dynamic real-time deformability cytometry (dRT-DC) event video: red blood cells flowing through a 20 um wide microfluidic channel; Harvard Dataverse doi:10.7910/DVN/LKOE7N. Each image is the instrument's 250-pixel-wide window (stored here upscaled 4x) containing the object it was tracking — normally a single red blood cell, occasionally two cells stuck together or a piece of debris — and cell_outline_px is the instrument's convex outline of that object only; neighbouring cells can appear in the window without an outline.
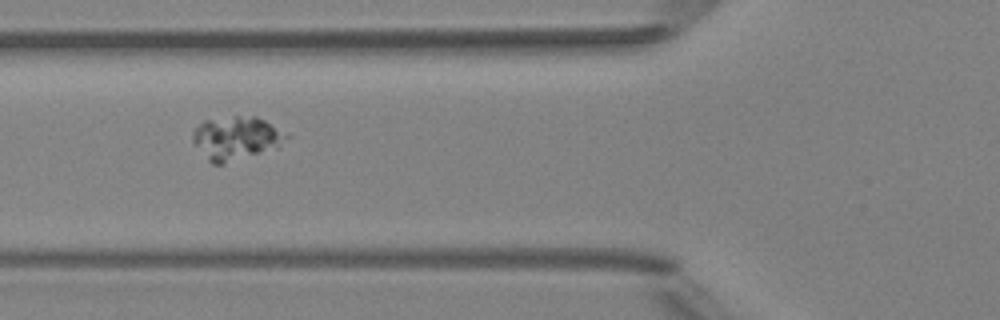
{"species": "Egyptian fruit bat (a non-hibernating species)", "species_latin": "Rousettus aegyptiacus", "temperature_condition": "room temperature", "stored_images_in_passage": 8, "camera_frame_rate_fps": 3000, "um_per_image_px": 0.085, "animal": {"sex": "female"}, "frame": {"image": 1, "passage_image": 5, "time_ms": 5.333, "image_size_px": [1000, 320], "cell_outline_px": [[292, 136], [260, 152], [224, 164], [212, 164], [208, 160], [192, 140], [192, 132], [204, 120], [236, 116], [256, 116], [264, 120]], "centroid_in_image_um": [20.02, 11.72], "position_along_channel_um": 105.8, "area_um2": 22.95}}
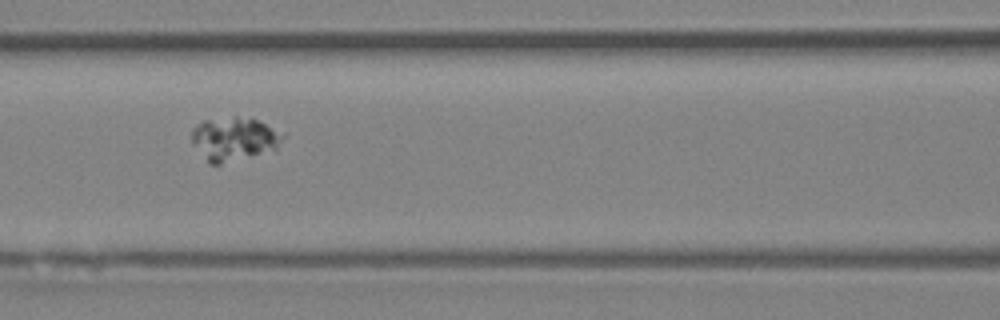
{"frame": {"image": 2, "passage_image": 6, "time_ms": 6.333, "image_size_px": [1000, 320], "cell_outline_px": [[284, 136], [276, 148], [220, 164], [208, 164], [192, 140], [192, 128], [196, 124], [204, 120], [236, 116], [252, 116]], "centroid_in_image_um": [19.84, 11.77], "position_along_channel_um": 146.8, "area_um2": 22.6}}
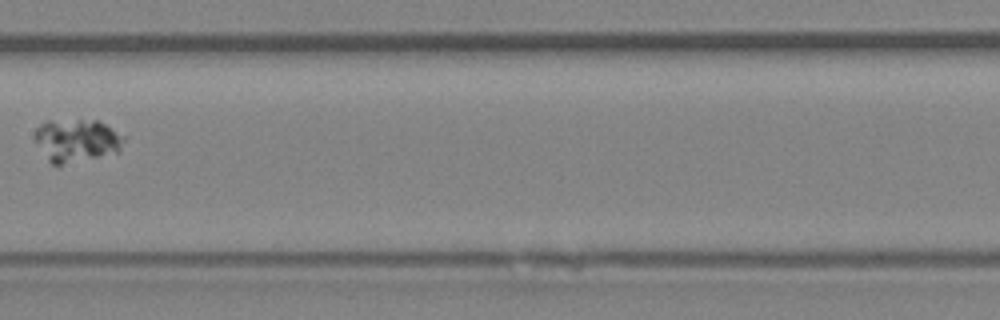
{"frame": {"image": 3, "passage_image": 7, "time_ms": 7.667, "image_size_px": [1000, 320], "cell_outline_px": [[128, 136], [120, 152], [60, 164], [52, 164], [48, 160], [36, 140], [36, 128], [44, 120], [96, 120]], "centroid_in_image_um": [6.59, 11.91], "position_along_channel_um": 200.8, "area_um2": 22.14}}